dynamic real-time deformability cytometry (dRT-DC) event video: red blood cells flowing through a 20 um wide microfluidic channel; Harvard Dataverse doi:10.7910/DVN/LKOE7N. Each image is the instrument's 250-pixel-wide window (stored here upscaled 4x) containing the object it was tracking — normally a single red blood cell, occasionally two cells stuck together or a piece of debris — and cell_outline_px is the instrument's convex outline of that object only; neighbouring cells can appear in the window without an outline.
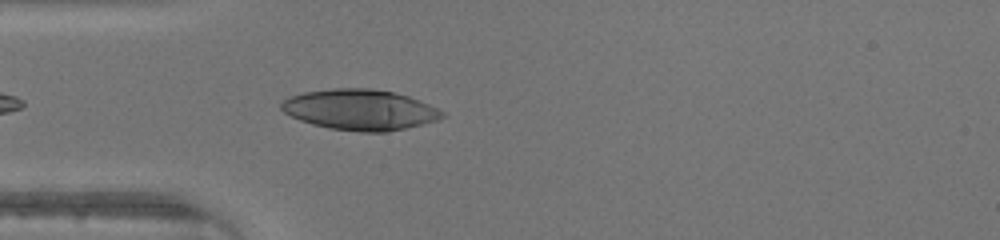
{"species": "human", "species_latin": "Homo sapiens", "temperature_condition": "warm", "stored_images_in_passage": 35, "camera_frame_rate_fps": 3000, "um_per_image_px": 0.085, "donor": {"sex": "male"}, "frame": {"image": 1, "passage_image": 2, "time_ms": 0.333, "image_size_px": [1000, 240], "cell_outline_px": [[448, 116], [440, 120], [424, 124], [388, 132], [360, 132], [328, 128], [312, 124], [300, 120], [284, 112], [280, 108], [280, 104], [288, 96], [304, 92], [332, 88], [372, 88], [392, 92], [408, 96], [420, 100], [444, 112]], "centroid_in_image_um": [30.62, 9.33], "position_along_channel_um": 54.4, "area_um2": 38.38}}
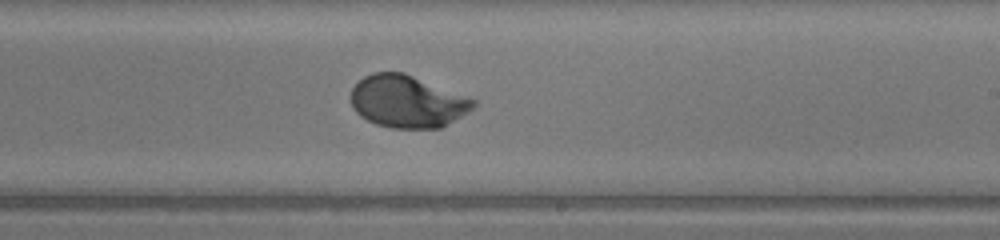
{"frame": {"image": 2, "passage_image": 16, "time_ms": 5.0, "image_size_px": [1000, 240], "cell_outline_px": [[476, 104], [468, 112], [440, 128], [392, 128], [376, 124], [360, 116], [352, 108], [348, 96], [352, 88], [364, 76], [372, 72], [404, 72], [476, 100]], "centroid_in_image_um": [34.57, 8.62], "position_along_channel_um": 254.4, "area_um2": 37.34}}
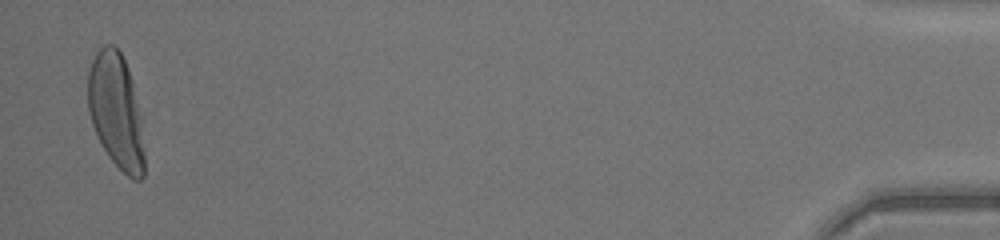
{"frame": {"image": 3, "passage_image": 34, "time_ms": 11.0, "image_size_px": [1000, 240], "cell_outline_px": [[144, 176], [140, 180], [132, 180], [108, 156], [92, 124], [88, 112], [88, 72], [92, 60], [96, 52], [104, 44], [112, 44], [120, 52], [128, 68], [132, 80], [140, 120], [144, 152]], "centroid_in_image_um": [9.85, 9.43], "position_along_channel_um": 425.3, "area_um2": 37.34}}